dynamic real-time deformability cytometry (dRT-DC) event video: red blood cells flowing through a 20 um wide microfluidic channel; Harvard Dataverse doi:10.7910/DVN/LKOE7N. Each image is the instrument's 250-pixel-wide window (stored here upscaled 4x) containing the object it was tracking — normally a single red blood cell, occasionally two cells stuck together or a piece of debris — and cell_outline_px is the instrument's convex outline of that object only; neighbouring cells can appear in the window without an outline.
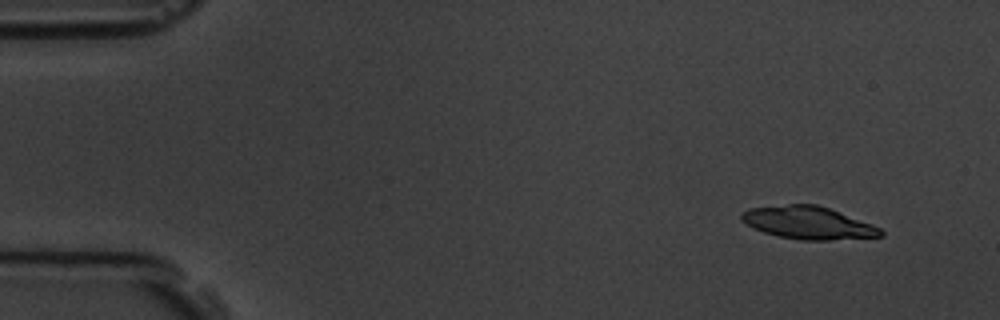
{"species": "common noctule bat (a hibernating species)", "species_latin": "Nyctalus noctula", "temperature_condition": "room temperature", "stored_images_in_passage": 5, "camera_frame_rate_fps": 3000, "um_per_image_px": 0.085, "animal": {"sex": "male", "body_mass_g": 19.5, "forearm_length_mm": 54.6}, "frame": {"image": 1, "passage_image": 1, "time_ms": 0.0, "image_size_px": [1000, 320], "cell_outline_px": [[884, 236], [828, 240], [800, 240], [780, 236], [764, 232], [740, 220], [740, 212], [748, 208], [788, 204], [816, 204], [828, 208], [872, 224], [880, 228], [884, 232]], "centroid_in_image_um": [68.68, 18.93], "position_along_channel_um": 16.3, "area_um2": 26.3}}